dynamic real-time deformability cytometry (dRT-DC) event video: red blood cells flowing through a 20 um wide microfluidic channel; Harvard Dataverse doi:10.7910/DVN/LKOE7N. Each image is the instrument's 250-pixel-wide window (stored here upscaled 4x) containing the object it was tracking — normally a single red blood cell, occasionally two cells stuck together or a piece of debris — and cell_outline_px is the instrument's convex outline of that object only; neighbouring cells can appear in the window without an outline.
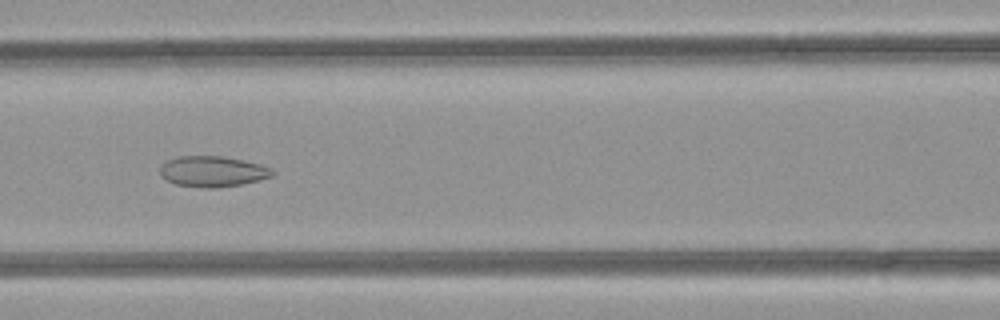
{"species": "common noctule bat (a hibernating species)", "species_latin": "Nyctalus noctula", "temperature_condition": "room temperature", "stored_images_in_passage": 51, "camera_frame_rate_fps": 3000, "um_per_image_px": 0.085, "animal": {"sex": "female", "body_mass_g": 21.9}, "frame": {"image": 1, "passage_image": 23, "time_ms": 7.333, "image_size_px": [1000, 320], "cell_outline_px": [[276, 172], [272, 176], [240, 184], [216, 188], [200, 188], [176, 184], [160, 176], [160, 168], [168, 160], [180, 156], [220, 156], [260, 164], [272, 168]], "centroid_in_image_um": [18.07, 14.58], "position_along_channel_um": 148.5, "area_um2": 19.88}}
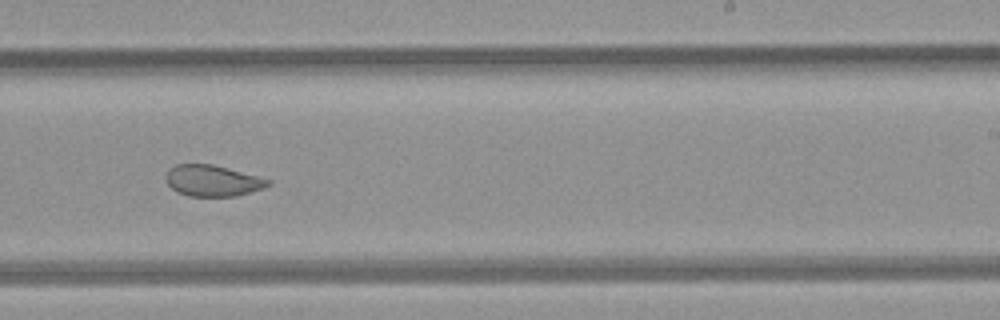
{"frame": {"image": 2, "passage_image": 32, "time_ms": 10.333, "image_size_px": [1000, 320], "cell_outline_px": [[272, 184], [236, 196], [188, 196], [176, 192], [168, 184], [164, 176], [168, 168], [176, 164], [212, 164], [228, 168], [272, 180]], "centroid_in_image_um": [18.01, 15.35], "position_along_channel_um": 271.0, "area_um2": 18.55}}
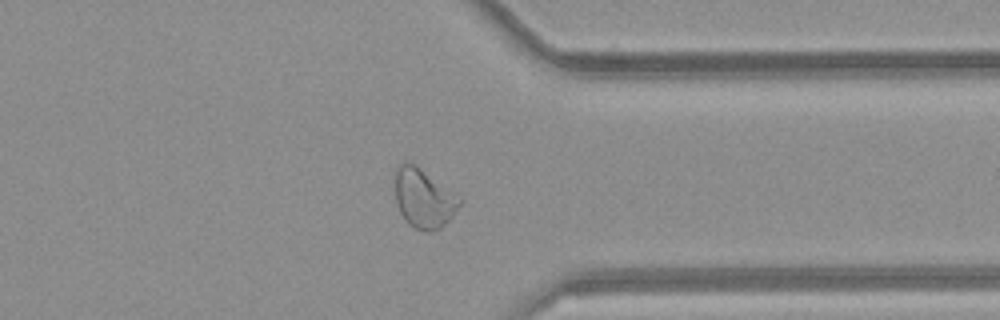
{"frame": {"image": 3, "passage_image": 40, "time_ms": 13.0, "image_size_px": [1000, 320], "cell_outline_px": [[464, 200], [452, 216], [440, 228], [428, 232], [416, 228], [408, 224], [404, 220], [396, 204], [392, 180], [392, 176], [396, 164], [408, 160], [416, 164]], "centroid_in_image_um": [35.93, 16.79], "position_along_channel_um": 375.5, "area_um2": 23.0}, "authors_computed_cell_mechanics": {"area_um2": 24.854, "velocity_mm_per_s": 4.0902, "shape_relaxation_time_tau1_ms": null, "shape_relaxation_time_tau2_ms": 1.5478, "deformation_change_tau1": null, "deformation_change_tau2": 0.0696}}